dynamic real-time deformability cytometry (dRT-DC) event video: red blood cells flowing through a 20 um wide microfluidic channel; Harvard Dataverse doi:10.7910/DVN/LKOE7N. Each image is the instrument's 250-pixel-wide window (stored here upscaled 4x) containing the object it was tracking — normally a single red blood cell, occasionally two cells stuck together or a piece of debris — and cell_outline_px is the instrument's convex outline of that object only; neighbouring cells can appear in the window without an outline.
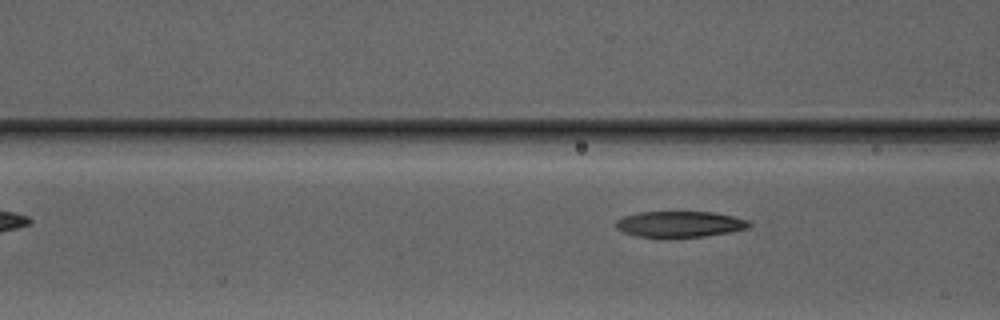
{"species": "Egyptian fruit bat (a non-hibernating species)", "species_latin": "Rousettus aegyptiacus", "temperature_condition": "warm", "stored_images_in_passage": 3, "camera_frame_rate_fps": 3000, "um_per_image_px": 0.085, "animal": {"sex": "male"}, "frame": {"image": 1, "passage_image": 3, "time_ms": 2.333, "image_size_px": [1000, 320], "cell_outline_px": [[752, 224], [748, 228], [728, 232], [704, 236], [636, 236], [624, 232], [616, 228], [616, 220], [624, 216], [636, 212], [712, 212], [732, 216], [748, 220]], "centroid_in_image_um": [57.77, 19.03], "position_along_channel_um": 108.8, "area_um2": 19.77}}